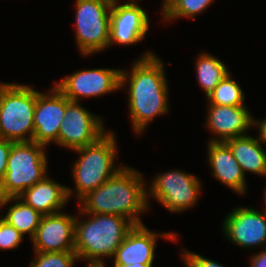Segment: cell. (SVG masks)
Instances as JSON below:
<instances>
[{"mask_svg": "<svg viewBox=\"0 0 266 267\" xmlns=\"http://www.w3.org/2000/svg\"><path fill=\"white\" fill-rule=\"evenodd\" d=\"M76 216L74 247L78 259L87 264H104L103 258H112L134 225L122 216L112 214L83 213Z\"/></svg>", "mask_w": 266, "mask_h": 267, "instance_id": "3957f363", "label": "cell"}, {"mask_svg": "<svg viewBox=\"0 0 266 267\" xmlns=\"http://www.w3.org/2000/svg\"><path fill=\"white\" fill-rule=\"evenodd\" d=\"M46 146L35 141L12 142L3 178L6 194L18 197L47 176Z\"/></svg>", "mask_w": 266, "mask_h": 267, "instance_id": "8992f818", "label": "cell"}, {"mask_svg": "<svg viewBox=\"0 0 266 267\" xmlns=\"http://www.w3.org/2000/svg\"><path fill=\"white\" fill-rule=\"evenodd\" d=\"M12 142L0 138V179L3 180L7 171V160L10 154Z\"/></svg>", "mask_w": 266, "mask_h": 267, "instance_id": "4316f807", "label": "cell"}, {"mask_svg": "<svg viewBox=\"0 0 266 267\" xmlns=\"http://www.w3.org/2000/svg\"><path fill=\"white\" fill-rule=\"evenodd\" d=\"M9 203V196L5 192L3 180L0 179V209L5 208Z\"/></svg>", "mask_w": 266, "mask_h": 267, "instance_id": "f546056e", "label": "cell"}, {"mask_svg": "<svg viewBox=\"0 0 266 267\" xmlns=\"http://www.w3.org/2000/svg\"><path fill=\"white\" fill-rule=\"evenodd\" d=\"M9 202L15 203L7 208L5 216L0 215V217L14 226L22 235L28 234L32 239L43 215L19 197H9Z\"/></svg>", "mask_w": 266, "mask_h": 267, "instance_id": "ffe728a7", "label": "cell"}, {"mask_svg": "<svg viewBox=\"0 0 266 267\" xmlns=\"http://www.w3.org/2000/svg\"><path fill=\"white\" fill-rule=\"evenodd\" d=\"M250 267H266V247L250 258Z\"/></svg>", "mask_w": 266, "mask_h": 267, "instance_id": "83f0119b", "label": "cell"}, {"mask_svg": "<svg viewBox=\"0 0 266 267\" xmlns=\"http://www.w3.org/2000/svg\"><path fill=\"white\" fill-rule=\"evenodd\" d=\"M18 197L43 216L61 212L69 201L67 186L59 184L48 175Z\"/></svg>", "mask_w": 266, "mask_h": 267, "instance_id": "ac0fdd59", "label": "cell"}, {"mask_svg": "<svg viewBox=\"0 0 266 267\" xmlns=\"http://www.w3.org/2000/svg\"><path fill=\"white\" fill-rule=\"evenodd\" d=\"M181 258L186 267H225L207 257L187 250L181 253Z\"/></svg>", "mask_w": 266, "mask_h": 267, "instance_id": "484cf974", "label": "cell"}, {"mask_svg": "<svg viewBox=\"0 0 266 267\" xmlns=\"http://www.w3.org/2000/svg\"><path fill=\"white\" fill-rule=\"evenodd\" d=\"M214 0H163L162 20L170 22L180 18H192L206 10ZM169 20V21H168Z\"/></svg>", "mask_w": 266, "mask_h": 267, "instance_id": "7402d4cb", "label": "cell"}, {"mask_svg": "<svg viewBox=\"0 0 266 267\" xmlns=\"http://www.w3.org/2000/svg\"><path fill=\"white\" fill-rule=\"evenodd\" d=\"M114 267H152V264H127V265H114Z\"/></svg>", "mask_w": 266, "mask_h": 267, "instance_id": "4dcf8cb0", "label": "cell"}, {"mask_svg": "<svg viewBox=\"0 0 266 267\" xmlns=\"http://www.w3.org/2000/svg\"><path fill=\"white\" fill-rule=\"evenodd\" d=\"M205 122V127L216 136L209 141L225 142L247 135L249 128H253L254 118L246 105H208Z\"/></svg>", "mask_w": 266, "mask_h": 267, "instance_id": "2e32d148", "label": "cell"}, {"mask_svg": "<svg viewBox=\"0 0 266 267\" xmlns=\"http://www.w3.org/2000/svg\"><path fill=\"white\" fill-rule=\"evenodd\" d=\"M153 178L147 187L148 203L149 197H153L173 213H182L197 204L202 185L196 175L176 169L157 174Z\"/></svg>", "mask_w": 266, "mask_h": 267, "instance_id": "ba28073f", "label": "cell"}, {"mask_svg": "<svg viewBox=\"0 0 266 267\" xmlns=\"http://www.w3.org/2000/svg\"><path fill=\"white\" fill-rule=\"evenodd\" d=\"M231 71L207 96V105L239 106L244 105L245 95L240 85L233 79Z\"/></svg>", "mask_w": 266, "mask_h": 267, "instance_id": "603a6c76", "label": "cell"}, {"mask_svg": "<svg viewBox=\"0 0 266 267\" xmlns=\"http://www.w3.org/2000/svg\"><path fill=\"white\" fill-rule=\"evenodd\" d=\"M253 127H257L258 129V138L263 143L266 144V118H263V120H255L254 119V125Z\"/></svg>", "mask_w": 266, "mask_h": 267, "instance_id": "f1b7e54d", "label": "cell"}, {"mask_svg": "<svg viewBox=\"0 0 266 267\" xmlns=\"http://www.w3.org/2000/svg\"><path fill=\"white\" fill-rule=\"evenodd\" d=\"M76 215L63 212L44 215L31 239L33 251L68 252L75 251L74 232Z\"/></svg>", "mask_w": 266, "mask_h": 267, "instance_id": "5bb4252c", "label": "cell"}, {"mask_svg": "<svg viewBox=\"0 0 266 267\" xmlns=\"http://www.w3.org/2000/svg\"><path fill=\"white\" fill-rule=\"evenodd\" d=\"M196 60V78L206 97L230 72L225 63L212 54L201 52Z\"/></svg>", "mask_w": 266, "mask_h": 267, "instance_id": "44dd1931", "label": "cell"}, {"mask_svg": "<svg viewBox=\"0 0 266 267\" xmlns=\"http://www.w3.org/2000/svg\"><path fill=\"white\" fill-rule=\"evenodd\" d=\"M23 238L24 235L0 217V250L16 249Z\"/></svg>", "mask_w": 266, "mask_h": 267, "instance_id": "d4e9b609", "label": "cell"}, {"mask_svg": "<svg viewBox=\"0 0 266 267\" xmlns=\"http://www.w3.org/2000/svg\"><path fill=\"white\" fill-rule=\"evenodd\" d=\"M30 267H74L78 256L75 251L68 252H36Z\"/></svg>", "mask_w": 266, "mask_h": 267, "instance_id": "cb8c5ba5", "label": "cell"}, {"mask_svg": "<svg viewBox=\"0 0 266 267\" xmlns=\"http://www.w3.org/2000/svg\"><path fill=\"white\" fill-rule=\"evenodd\" d=\"M86 267H106L104 264H87Z\"/></svg>", "mask_w": 266, "mask_h": 267, "instance_id": "1f68e13d", "label": "cell"}, {"mask_svg": "<svg viewBox=\"0 0 266 267\" xmlns=\"http://www.w3.org/2000/svg\"><path fill=\"white\" fill-rule=\"evenodd\" d=\"M265 192H264V201H265V206H266V188H265V190H264ZM263 211H265L266 212V209H263Z\"/></svg>", "mask_w": 266, "mask_h": 267, "instance_id": "d6a6232c", "label": "cell"}, {"mask_svg": "<svg viewBox=\"0 0 266 267\" xmlns=\"http://www.w3.org/2000/svg\"><path fill=\"white\" fill-rule=\"evenodd\" d=\"M207 158L215 179L239 195L247 191L246 176L225 142L208 141Z\"/></svg>", "mask_w": 266, "mask_h": 267, "instance_id": "e0dca14e", "label": "cell"}, {"mask_svg": "<svg viewBox=\"0 0 266 267\" xmlns=\"http://www.w3.org/2000/svg\"><path fill=\"white\" fill-rule=\"evenodd\" d=\"M164 66L155 53L147 51L133 61L130 72L121 70L120 89L128 88L130 120L135 135L143 134L153 119L169 112V86Z\"/></svg>", "mask_w": 266, "mask_h": 267, "instance_id": "6da1fadb", "label": "cell"}, {"mask_svg": "<svg viewBox=\"0 0 266 267\" xmlns=\"http://www.w3.org/2000/svg\"><path fill=\"white\" fill-rule=\"evenodd\" d=\"M120 69L95 68L76 71L57 81L55 86L70 100L101 97L120 90Z\"/></svg>", "mask_w": 266, "mask_h": 267, "instance_id": "30bf717a", "label": "cell"}, {"mask_svg": "<svg viewBox=\"0 0 266 267\" xmlns=\"http://www.w3.org/2000/svg\"><path fill=\"white\" fill-rule=\"evenodd\" d=\"M244 175L250 172L266 177V151L258 137L244 135L225 141Z\"/></svg>", "mask_w": 266, "mask_h": 267, "instance_id": "d6986e66", "label": "cell"}, {"mask_svg": "<svg viewBox=\"0 0 266 267\" xmlns=\"http://www.w3.org/2000/svg\"><path fill=\"white\" fill-rule=\"evenodd\" d=\"M66 107L67 97L55 85L48 93L36 90L33 141L46 147L58 141Z\"/></svg>", "mask_w": 266, "mask_h": 267, "instance_id": "4fadbf2b", "label": "cell"}, {"mask_svg": "<svg viewBox=\"0 0 266 267\" xmlns=\"http://www.w3.org/2000/svg\"><path fill=\"white\" fill-rule=\"evenodd\" d=\"M75 41L81 56L108 48L113 0H76Z\"/></svg>", "mask_w": 266, "mask_h": 267, "instance_id": "52a82bcc", "label": "cell"}, {"mask_svg": "<svg viewBox=\"0 0 266 267\" xmlns=\"http://www.w3.org/2000/svg\"><path fill=\"white\" fill-rule=\"evenodd\" d=\"M113 131H107L96 142L72 151L80 157L71 167L75 190L67 186L68 198L73 195L79 201L112 177L123 165H115L117 141ZM116 166V167H115Z\"/></svg>", "mask_w": 266, "mask_h": 267, "instance_id": "277c9868", "label": "cell"}, {"mask_svg": "<svg viewBox=\"0 0 266 267\" xmlns=\"http://www.w3.org/2000/svg\"><path fill=\"white\" fill-rule=\"evenodd\" d=\"M78 202L83 213L122 216L134 226L144 224L140 215L150 207L142 173L126 165Z\"/></svg>", "mask_w": 266, "mask_h": 267, "instance_id": "7a4b0ae2", "label": "cell"}, {"mask_svg": "<svg viewBox=\"0 0 266 267\" xmlns=\"http://www.w3.org/2000/svg\"><path fill=\"white\" fill-rule=\"evenodd\" d=\"M113 0L110 18L108 48L113 44L130 46L143 40L148 32L149 17L147 12L139 6L138 0H128L122 4Z\"/></svg>", "mask_w": 266, "mask_h": 267, "instance_id": "8fae6325", "label": "cell"}, {"mask_svg": "<svg viewBox=\"0 0 266 267\" xmlns=\"http://www.w3.org/2000/svg\"><path fill=\"white\" fill-rule=\"evenodd\" d=\"M158 237L178 241L175 232L156 233L144 224L134 226L116 249L112 257L114 265L153 264Z\"/></svg>", "mask_w": 266, "mask_h": 267, "instance_id": "9a60e30c", "label": "cell"}, {"mask_svg": "<svg viewBox=\"0 0 266 267\" xmlns=\"http://www.w3.org/2000/svg\"><path fill=\"white\" fill-rule=\"evenodd\" d=\"M223 234L242 248L266 247V212L252 207H235L222 224Z\"/></svg>", "mask_w": 266, "mask_h": 267, "instance_id": "7c38bea8", "label": "cell"}, {"mask_svg": "<svg viewBox=\"0 0 266 267\" xmlns=\"http://www.w3.org/2000/svg\"><path fill=\"white\" fill-rule=\"evenodd\" d=\"M106 132L101 116L92 114L80 102L67 98L65 118L55 144L72 151L96 142Z\"/></svg>", "mask_w": 266, "mask_h": 267, "instance_id": "9c48e42d", "label": "cell"}, {"mask_svg": "<svg viewBox=\"0 0 266 267\" xmlns=\"http://www.w3.org/2000/svg\"><path fill=\"white\" fill-rule=\"evenodd\" d=\"M36 90L24 84L0 82V138L33 141Z\"/></svg>", "mask_w": 266, "mask_h": 267, "instance_id": "5b68a950", "label": "cell"}]
</instances>
